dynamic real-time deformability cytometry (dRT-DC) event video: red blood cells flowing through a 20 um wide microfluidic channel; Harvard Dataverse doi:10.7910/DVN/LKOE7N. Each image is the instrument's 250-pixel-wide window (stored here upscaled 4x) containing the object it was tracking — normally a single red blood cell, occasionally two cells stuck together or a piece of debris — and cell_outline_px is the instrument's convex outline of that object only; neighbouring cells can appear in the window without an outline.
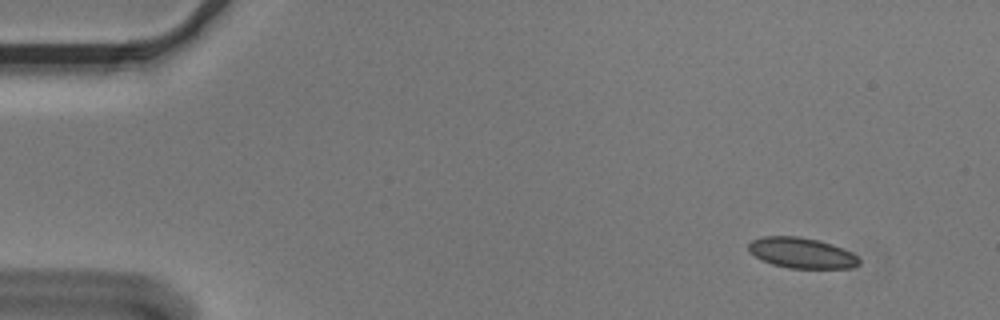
{"species": "Egyptian fruit bat (a non-hibernating species)", "species_latin": "Rousettus aegyptiacus", "temperature_condition": "cold", "stored_images_in_passage": 4, "camera_frame_rate_fps": 3000, "um_per_image_px": 0.085, "animal": {"sex": "male"}, "frame": {"image": 1, "passage_image": 1, "time_ms": 0.0, "image_size_px": [1000, 320], "cell_outline_px": [[860, 264], [852, 268], [788, 268], [772, 264], [748, 252], [748, 244], [752, 240], [764, 236], [800, 236], [820, 240], [832, 244], [852, 252], [860, 260]], "centroid_in_image_um": [68.15, 21.49], "position_along_channel_um": 16.9, "area_um2": 19.77}}
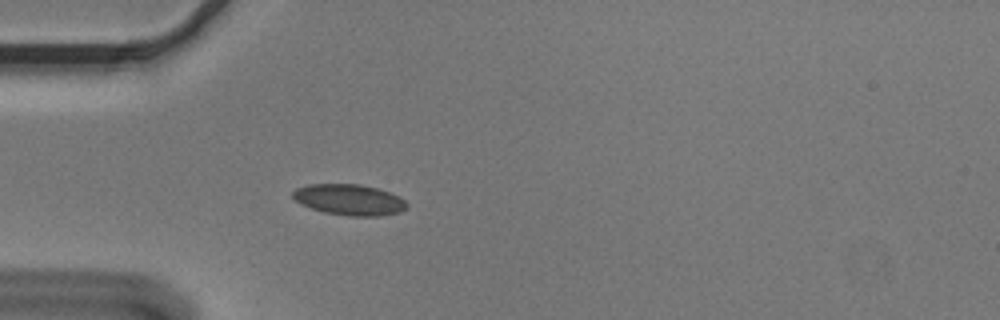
{"frame": {"image": 2, "passage_image": 4, "time_ms": 1.0, "image_size_px": [1000, 320], "cell_outline_px": [[408, 208], [400, 212], [380, 216], [348, 216], [324, 212], [300, 204], [292, 196], [292, 192], [296, 188], [308, 184], [360, 184], [376, 188], [400, 196], [408, 204]], "centroid_in_image_um": [29.7, 16.98], "position_along_channel_um": 55.3, "area_um2": 20.63}}